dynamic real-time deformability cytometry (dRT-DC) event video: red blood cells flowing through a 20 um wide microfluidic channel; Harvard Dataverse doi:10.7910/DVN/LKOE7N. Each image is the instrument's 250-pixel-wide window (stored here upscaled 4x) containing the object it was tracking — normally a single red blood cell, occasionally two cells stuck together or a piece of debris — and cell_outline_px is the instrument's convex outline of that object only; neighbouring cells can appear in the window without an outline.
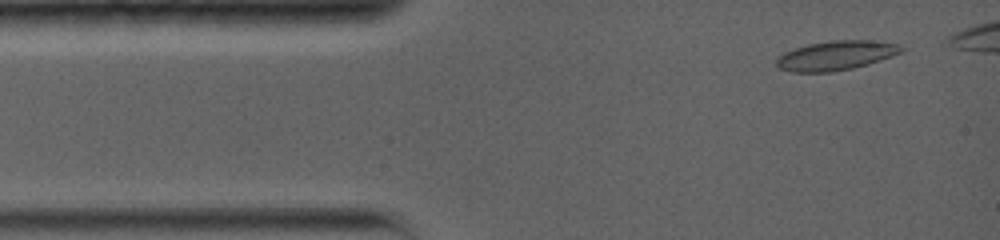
{"species": "common noctule bat (a hibernating species)", "species_latin": "Nyctalus noctula", "temperature_condition": "warm", "stored_images_in_passage": 41, "camera_frame_rate_fps": 5000, "um_per_image_px": 0.085, "animal": {"sex": "female", "body_mass_g": 19.0, "forearm_length_mm": 56.7}, "frame": {"image": 1, "passage_image": 2, "time_ms": 0.4, "image_size_px": [1000, 240], "cell_outline_px": [[908, 48], [892, 56], [868, 64], [852, 68], [832, 72], [792, 72], [776, 68], [776, 56], [784, 52], [808, 44], [832, 40], [864, 40], [896, 44]], "centroid_in_image_um": [71.0, 4.73], "position_along_channel_um": 14.0, "area_um2": 21.39}}
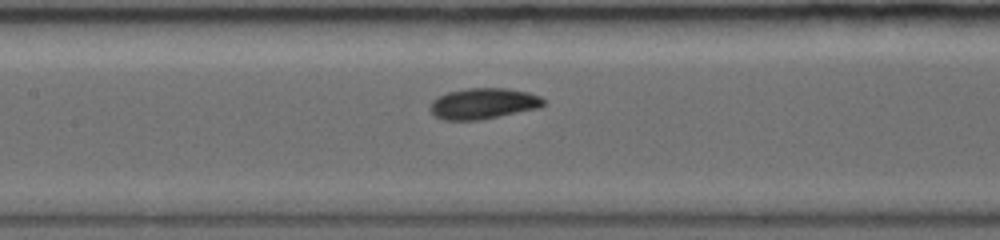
{"frame": {"image": 2, "passage_image": 18, "time_ms": 5.8, "image_size_px": [1000, 240], "cell_outline_px": [[548, 104], [540, 108], [480, 120], [444, 120], [436, 116], [428, 108], [428, 104], [432, 100], [448, 92], [468, 88], [508, 88], [528, 92], [540, 96]], "centroid_in_image_um": [41.1, 8.8], "position_along_channel_um": 166.3, "area_um2": 20.63}}
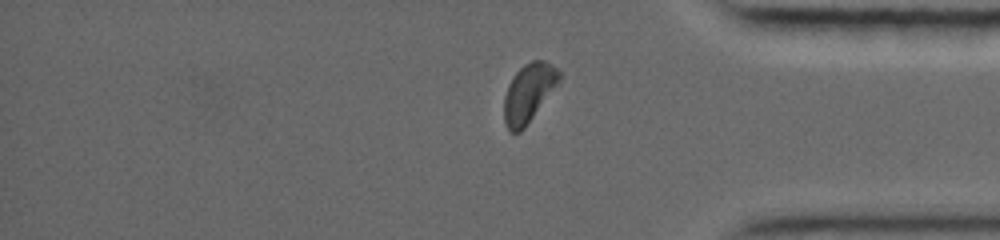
{"frame": {"image": 3, "passage_image": 35, "time_ms": 12.0, "image_size_px": [1000, 240], "cell_outline_px": [[560, 80], [524, 128], [520, 132], [512, 132], [508, 128], [504, 120], [504, 96], [508, 84], [512, 76], [524, 64], [532, 60], [544, 60], [552, 64], [560, 72]], "centroid_in_image_um": [44.91, 7.86], "position_along_channel_um": 390.3, "area_um2": 18.5}, "authors_computed_cell_mechanics": {"area_um2": 19.652, "velocity_mm_per_s": 3.7831, "shape_relaxation_time_tau1_ms": 2.9054, "shape_relaxation_time_tau2_ms": null, "deformation_change_tau1": 0.1264, "deformation_change_tau2": null}}